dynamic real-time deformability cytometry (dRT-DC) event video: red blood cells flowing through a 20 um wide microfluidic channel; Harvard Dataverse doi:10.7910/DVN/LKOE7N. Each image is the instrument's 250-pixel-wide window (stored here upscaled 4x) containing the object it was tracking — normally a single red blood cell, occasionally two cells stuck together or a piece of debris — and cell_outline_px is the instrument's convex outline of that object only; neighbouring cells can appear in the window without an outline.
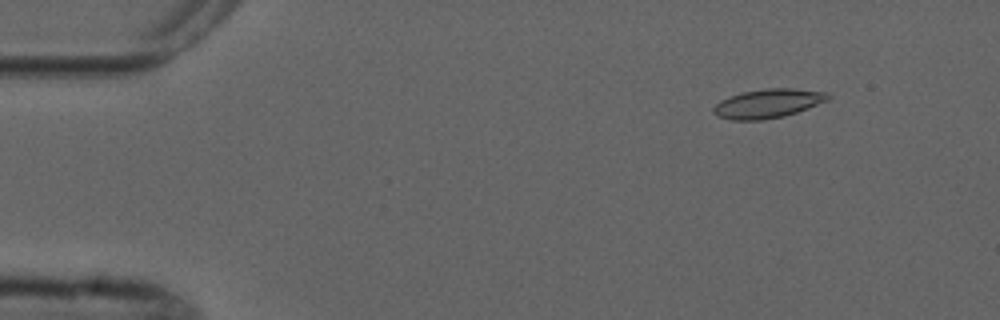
{"species": "common noctule bat (a hibernating species)", "species_latin": "Nyctalus noctula", "temperature_condition": "cold", "stored_images_in_passage": 4, "camera_frame_rate_fps": 3000, "um_per_image_px": 0.085, "animal": {"sex": "male", "forearm_length_mm": 52.5}, "frame": {"image": 1, "passage_image": 1, "time_ms": 0.0, "image_size_px": [1000, 320], "cell_outline_px": [[832, 96], [828, 100], [796, 112], [784, 116], [764, 120], [732, 120], [716, 116], [712, 112], [712, 108], [720, 100], [744, 92], [768, 88], [792, 88], [828, 92]], "centroid_in_image_um": [65.27, 8.8], "position_along_channel_um": 19.7, "area_um2": 19.31}}